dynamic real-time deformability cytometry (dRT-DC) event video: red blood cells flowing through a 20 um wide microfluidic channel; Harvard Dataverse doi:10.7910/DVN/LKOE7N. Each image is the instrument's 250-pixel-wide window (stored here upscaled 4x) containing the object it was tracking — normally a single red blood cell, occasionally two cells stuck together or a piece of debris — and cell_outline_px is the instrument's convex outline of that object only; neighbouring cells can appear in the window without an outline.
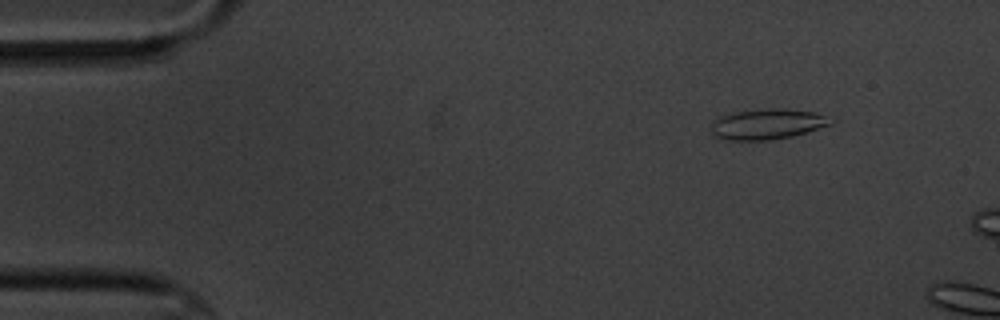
{"species": "common noctule bat (a hibernating species)", "species_latin": "Nyctalus noctula", "temperature_condition": "cold", "stored_images_in_passage": 3, "camera_frame_rate_fps": 3000, "um_per_image_px": 0.085, "animal": {"sex": "male", "body_mass_g": 20.1, "forearm_length_mm": 53.5}, "frame": {"image": 1, "passage_image": 2, "time_ms": 1.0, "image_size_px": [1000, 320], "cell_outline_px": [[836, 120], [832, 124], [792, 136], [772, 140], [724, 140], [716, 136], [712, 132], [712, 120], [716, 116], [736, 112], [768, 108], [784, 108], [812, 112]], "centroid_in_image_um": [65.19, 10.55], "position_along_channel_um": 19.8, "area_um2": 21.27}}